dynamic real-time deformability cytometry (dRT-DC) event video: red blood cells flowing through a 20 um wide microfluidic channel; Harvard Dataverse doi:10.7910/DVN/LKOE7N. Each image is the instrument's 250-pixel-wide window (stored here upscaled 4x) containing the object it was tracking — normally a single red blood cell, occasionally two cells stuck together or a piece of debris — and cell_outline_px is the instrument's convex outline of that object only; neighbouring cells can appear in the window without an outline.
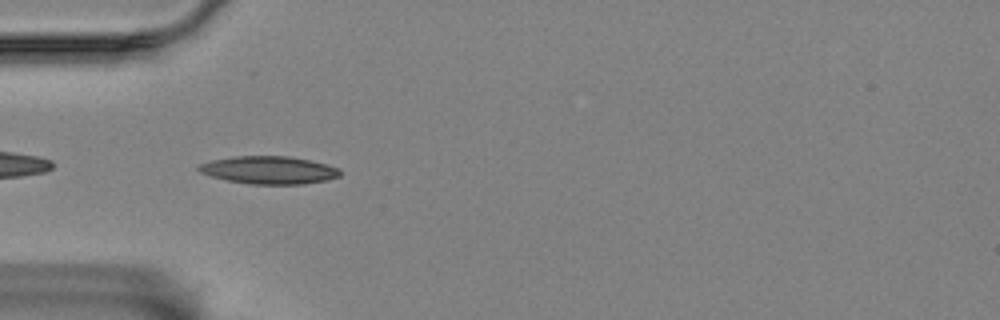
{"species": "Egyptian fruit bat (a non-hibernating species)", "species_latin": "Rousettus aegyptiacus", "temperature_condition": "room temperature", "stored_images_in_passage": 24, "camera_frame_rate_fps": 3000, "um_per_image_px": 0.085, "animal": {"sex": "female"}, "frame": {"image": 1, "passage_image": 1, "time_ms": 0.0, "image_size_px": [1000, 320], "cell_outline_px": [[340, 176], [328, 180], [304, 184], [248, 184], [228, 180], [212, 176], [200, 172], [196, 168], [200, 164], [212, 160], [232, 156], [288, 156], [308, 160], [340, 168]], "centroid_in_image_um": [22.86, 14.46], "position_along_channel_um": 62.1, "area_um2": 22.77}}
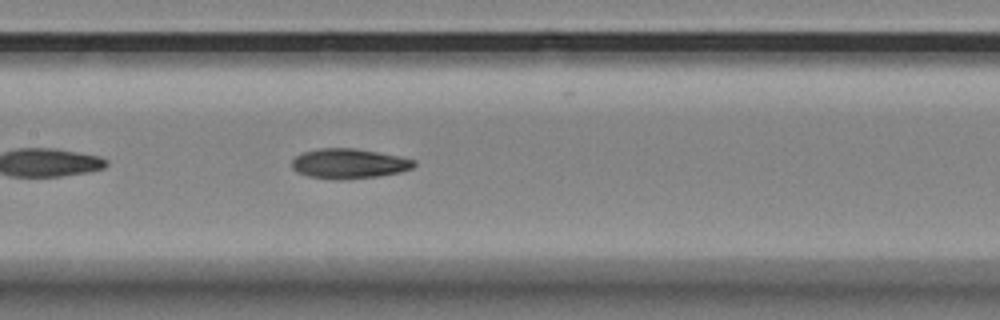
{"frame": {"image": 2, "passage_image": 11, "time_ms": 3.333, "image_size_px": [1000, 320], "cell_outline_px": [[416, 164], [412, 168], [400, 172], [380, 176], [344, 180], [336, 180], [308, 176], [296, 172], [292, 168], [292, 160], [296, 156], [304, 152], [320, 148], [356, 148], [400, 156], [416, 160]], "centroid_in_image_um": [29.67, 13.91], "position_along_channel_um": 177.7, "area_um2": 21.5}}
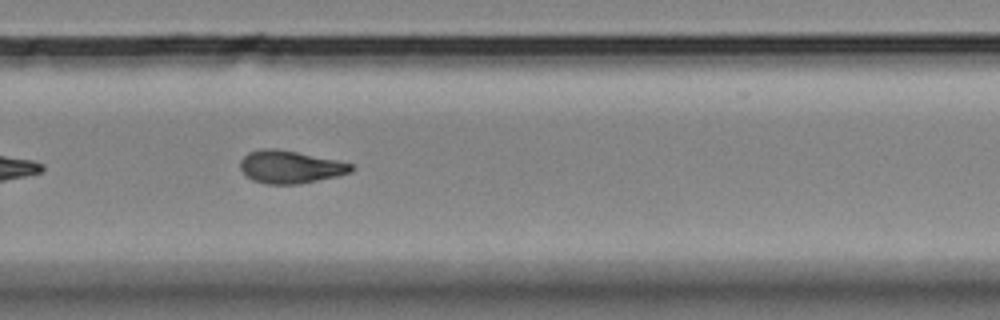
{"frame": {"image": 3, "passage_image": 22, "time_ms": 7.0, "image_size_px": [1000, 320], "cell_outline_px": [[356, 168], [352, 172], [336, 176], [300, 184], [264, 184], [252, 180], [240, 168], [240, 160], [248, 152], [260, 148], [276, 148], [336, 160], [352, 164]], "centroid_in_image_um": [24.66, 14.19], "position_along_channel_um": 305.1, "area_um2": 21.15}}